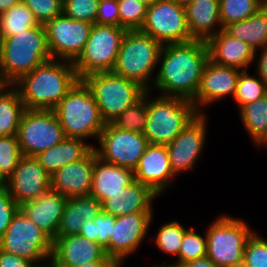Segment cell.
<instances>
[{"mask_svg":"<svg viewBox=\"0 0 267 267\" xmlns=\"http://www.w3.org/2000/svg\"><path fill=\"white\" fill-rule=\"evenodd\" d=\"M209 60L206 41L193 40L188 43L164 44L151 87L162 96L193 100L199 90L204 67Z\"/></svg>","mask_w":267,"mask_h":267,"instance_id":"6da1fadb","label":"cell"},{"mask_svg":"<svg viewBox=\"0 0 267 267\" xmlns=\"http://www.w3.org/2000/svg\"><path fill=\"white\" fill-rule=\"evenodd\" d=\"M79 81L73 62L51 59L13 85L28 110H53Z\"/></svg>","mask_w":267,"mask_h":267,"instance_id":"7a4b0ae2","label":"cell"},{"mask_svg":"<svg viewBox=\"0 0 267 267\" xmlns=\"http://www.w3.org/2000/svg\"><path fill=\"white\" fill-rule=\"evenodd\" d=\"M44 25L34 26L3 38L0 55V84L13 85L23 75L51 60Z\"/></svg>","mask_w":267,"mask_h":267,"instance_id":"3957f363","label":"cell"},{"mask_svg":"<svg viewBox=\"0 0 267 267\" xmlns=\"http://www.w3.org/2000/svg\"><path fill=\"white\" fill-rule=\"evenodd\" d=\"M66 138H99L105 122L92 93L79 80L53 109Z\"/></svg>","mask_w":267,"mask_h":267,"instance_id":"277c9868","label":"cell"},{"mask_svg":"<svg viewBox=\"0 0 267 267\" xmlns=\"http://www.w3.org/2000/svg\"><path fill=\"white\" fill-rule=\"evenodd\" d=\"M150 92L147 91V123L143 134L149 144L166 146L199 113L191 100L159 95L150 101Z\"/></svg>","mask_w":267,"mask_h":267,"instance_id":"5b68a950","label":"cell"},{"mask_svg":"<svg viewBox=\"0 0 267 267\" xmlns=\"http://www.w3.org/2000/svg\"><path fill=\"white\" fill-rule=\"evenodd\" d=\"M162 44L140 30L127 31L119 48L113 73L152 88V74L158 64Z\"/></svg>","mask_w":267,"mask_h":267,"instance_id":"8992f818","label":"cell"},{"mask_svg":"<svg viewBox=\"0 0 267 267\" xmlns=\"http://www.w3.org/2000/svg\"><path fill=\"white\" fill-rule=\"evenodd\" d=\"M81 81L93 95L106 124L112 123L126 108L139 101L148 91L140 83L113 72H99Z\"/></svg>","mask_w":267,"mask_h":267,"instance_id":"52a82bcc","label":"cell"},{"mask_svg":"<svg viewBox=\"0 0 267 267\" xmlns=\"http://www.w3.org/2000/svg\"><path fill=\"white\" fill-rule=\"evenodd\" d=\"M245 221L221 215L205 231L207 257L219 267H234L243 262L244 248L254 231Z\"/></svg>","mask_w":267,"mask_h":267,"instance_id":"ba28073f","label":"cell"},{"mask_svg":"<svg viewBox=\"0 0 267 267\" xmlns=\"http://www.w3.org/2000/svg\"><path fill=\"white\" fill-rule=\"evenodd\" d=\"M127 30L120 26L93 24L82 53L73 62L79 80L99 72H112Z\"/></svg>","mask_w":267,"mask_h":267,"instance_id":"9c48e42d","label":"cell"},{"mask_svg":"<svg viewBox=\"0 0 267 267\" xmlns=\"http://www.w3.org/2000/svg\"><path fill=\"white\" fill-rule=\"evenodd\" d=\"M0 249L39 266L51 260L53 240L19 208L0 238Z\"/></svg>","mask_w":267,"mask_h":267,"instance_id":"30bf717a","label":"cell"},{"mask_svg":"<svg viewBox=\"0 0 267 267\" xmlns=\"http://www.w3.org/2000/svg\"><path fill=\"white\" fill-rule=\"evenodd\" d=\"M53 110H28L22 115L17 139L22 156L35 157L65 139Z\"/></svg>","mask_w":267,"mask_h":267,"instance_id":"8fae6325","label":"cell"},{"mask_svg":"<svg viewBox=\"0 0 267 267\" xmlns=\"http://www.w3.org/2000/svg\"><path fill=\"white\" fill-rule=\"evenodd\" d=\"M140 31L150 35L162 45L195 40L189 32L185 7L172 0H157L148 6Z\"/></svg>","mask_w":267,"mask_h":267,"instance_id":"7c38bea8","label":"cell"},{"mask_svg":"<svg viewBox=\"0 0 267 267\" xmlns=\"http://www.w3.org/2000/svg\"><path fill=\"white\" fill-rule=\"evenodd\" d=\"M97 141L100 147L93 148L98 158L133 171L149 145L143 133L123 131L111 123L105 124Z\"/></svg>","mask_w":267,"mask_h":267,"instance_id":"4fadbf2b","label":"cell"},{"mask_svg":"<svg viewBox=\"0 0 267 267\" xmlns=\"http://www.w3.org/2000/svg\"><path fill=\"white\" fill-rule=\"evenodd\" d=\"M92 26L63 14L49 21L45 29L51 58L74 62L82 53Z\"/></svg>","mask_w":267,"mask_h":267,"instance_id":"5bb4252c","label":"cell"},{"mask_svg":"<svg viewBox=\"0 0 267 267\" xmlns=\"http://www.w3.org/2000/svg\"><path fill=\"white\" fill-rule=\"evenodd\" d=\"M207 115L199 113L189 124L166 145L170 166L175 175L192 171L205 147L207 131Z\"/></svg>","mask_w":267,"mask_h":267,"instance_id":"9a60e30c","label":"cell"},{"mask_svg":"<svg viewBox=\"0 0 267 267\" xmlns=\"http://www.w3.org/2000/svg\"><path fill=\"white\" fill-rule=\"evenodd\" d=\"M152 219L153 212H137L116 217L109 238V257L122 266L125 258L133 254L145 239Z\"/></svg>","mask_w":267,"mask_h":267,"instance_id":"2e32d148","label":"cell"},{"mask_svg":"<svg viewBox=\"0 0 267 267\" xmlns=\"http://www.w3.org/2000/svg\"><path fill=\"white\" fill-rule=\"evenodd\" d=\"M50 177L35 157L22 156L13 174L6 180V189L20 206L50 189Z\"/></svg>","mask_w":267,"mask_h":267,"instance_id":"e0dca14e","label":"cell"},{"mask_svg":"<svg viewBox=\"0 0 267 267\" xmlns=\"http://www.w3.org/2000/svg\"><path fill=\"white\" fill-rule=\"evenodd\" d=\"M241 71L235 67L218 65L209 59L203 70L199 90L192 100L197 112L204 113L202 107L217 103L226 96L234 97Z\"/></svg>","mask_w":267,"mask_h":267,"instance_id":"ac0fdd59","label":"cell"},{"mask_svg":"<svg viewBox=\"0 0 267 267\" xmlns=\"http://www.w3.org/2000/svg\"><path fill=\"white\" fill-rule=\"evenodd\" d=\"M52 264L55 267L78 266L96 261H116L103 247L79 234L57 236L53 240Z\"/></svg>","mask_w":267,"mask_h":267,"instance_id":"d6986e66","label":"cell"},{"mask_svg":"<svg viewBox=\"0 0 267 267\" xmlns=\"http://www.w3.org/2000/svg\"><path fill=\"white\" fill-rule=\"evenodd\" d=\"M134 172V180L148 186L156 195H162L175 178L165 145L149 144Z\"/></svg>","mask_w":267,"mask_h":267,"instance_id":"ffe728a7","label":"cell"},{"mask_svg":"<svg viewBox=\"0 0 267 267\" xmlns=\"http://www.w3.org/2000/svg\"><path fill=\"white\" fill-rule=\"evenodd\" d=\"M94 163L93 148L83 159L64 165L54 172L50 177L51 189L58 191L65 198L90 195Z\"/></svg>","mask_w":267,"mask_h":267,"instance_id":"44dd1931","label":"cell"},{"mask_svg":"<svg viewBox=\"0 0 267 267\" xmlns=\"http://www.w3.org/2000/svg\"><path fill=\"white\" fill-rule=\"evenodd\" d=\"M67 198L58 191L48 189L37 199L20 205L23 213L52 240L57 237Z\"/></svg>","mask_w":267,"mask_h":267,"instance_id":"7402d4cb","label":"cell"},{"mask_svg":"<svg viewBox=\"0 0 267 267\" xmlns=\"http://www.w3.org/2000/svg\"><path fill=\"white\" fill-rule=\"evenodd\" d=\"M209 59L222 66L247 70L255 60V51L243 41L230 36L224 29L207 41Z\"/></svg>","mask_w":267,"mask_h":267,"instance_id":"603a6c76","label":"cell"},{"mask_svg":"<svg viewBox=\"0 0 267 267\" xmlns=\"http://www.w3.org/2000/svg\"><path fill=\"white\" fill-rule=\"evenodd\" d=\"M148 186L134 180L121 192L110 194L101 203L102 211L115 217L137 212H153L152 201L157 198Z\"/></svg>","mask_w":267,"mask_h":267,"instance_id":"cb8c5ba5","label":"cell"},{"mask_svg":"<svg viewBox=\"0 0 267 267\" xmlns=\"http://www.w3.org/2000/svg\"><path fill=\"white\" fill-rule=\"evenodd\" d=\"M92 180L90 196L102 203L110 194L121 192L133 182L134 172L129 168L103 161L95 152Z\"/></svg>","mask_w":267,"mask_h":267,"instance_id":"d4e9b609","label":"cell"},{"mask_svg":"<svg viewBox=\"0 0 267 267\" xmlns=\"http://www.w3.org/2000/svg\"><path fill=\"white\" fill-rule=\"evenodd\" d=\"M185 12L189 32L195 40L207 41L223 29L219 0H193L185 7Z\"/></svg>","mask_w":267,"mask_h":267,"instance_id":"484cf974","label":"cell"},{"mask_svg":"<svg viewBox=\"0 0 267 267\" xmlns=\"http://www.w3.org/2000/svg\"><path fill=\"white\" fill-rule=\"evenodd\" d=\"M102 211L101 202L93 196L67 198L57 236L75 235L87 220H93Z\"/></svg>","mask_w":267,"mask_h":267,"instance_id":"4316f807","label":"cell"},{"mask_svg":"<svg viewBox=\"0 0 267 267\" xmlns=\"http://www.w3.org/2000/svg\"><path fill=\"white\" fill-rule=\"evenodd\" d=\"M93 145L80 138H65L61 143L39 153L35 158L52 175L64 165L83 159Z\"/></svg>","mask_w":267,"mask_h":267,"instance_id":"83f0119b","label":"cell"},{"mask_svg":"<svg viewBox=\"0 0 267 267\" xmlns=\"http://www.w3.org/2000/svg\"><path fill=\"white\" fill-rule=\"evenodd\" d=\"M230 36L248 44L255 51L267 47V9L262 6L248 19L228 24L223 28Z\"/></svg>","mask_w":267,"mask_h":267,"instance_id":"f1b7e54d","label":"cell"},{"mask_svg":"<svg viewBox=\"0 0 267 267\" xmlns=\"http://www.w3.org/2000/svg\"><path fill=\"white\" fill-rule=\"evenodd\" d=\"M25 110L16 87L0 84V136L17 135Z\"/></svg>","mask_w":267,"mask_h":267,"instance_id":"f546056e","label":"cell"},{"mask_svg":"<svg viewBox=\"0 0 267 267\" xmlns=\"http://www.w3.org/2000/svg\"><path fill=\"white\" fill-rule=\"evenodd\" d=\"M239 112L244 128L256 143L267 130V94L242 106Z\"/></svg>","mask_w":267,"mask_h":267,"instance_id":"4dcf8cb0","label":"cell"},{"mask_svg":"<svg viewBox=\"0 0 267 267\" xmlns=\"http://www.w3.org/2000/svg\"><path fill=\"white\" fill-rule=\"evenodd\" d=\"M38 25L33 12L23 2L0 14L2 38L16 35Z\"/></svg>","mask_w":267,"mask_h":267,"instance_id":"1f68e13d","label":"cell"},{"mask_svg":"<svg viewBox=\"0 0 267 267\" xmlns=\"http://www.w3.org/2000/svg\"><path fill=\"white\" fill-rule=\"evenodd\" d=\"M115 222V216L100 211L93 220H87L81 226L79 235L97 242L104 248L106 255L109 257V238L112 235Z\"/></svg>","mask_w":267,"mask_h":267,"instance_id":"d6a6232c","label":"cell"},{"mask_svg":"<svg viewBox=\"0 0 267 267\" xmlns=\"http://www.w3.org/2000/svg\"><path fill=\"white\" fill-rule=\"evenodd\" d=\"M263 6V0H219L222 28L248 19Z\"/></svg>","mask_w":267,"mask_h":267,"instance_id":"836d02e7","label":"cell"},{"mask_svg":"<svg viewBox=\"0 0 267 267\" xmlns=\"http://www.w3.org/2000/svg\"><path fill=\"white\" fill-rule=\"evenodd\" d=\"M147 123V92L135 104L126 108L111 123L123 131L143 133Z\"/></svg>","mask_w":267,"mask_h":267,"instance_id":"e575fe53","label":"cell"},{"mask_svg":"<svg viewBox=\"0 0 267 267\" xmlns=\"http://www.w3.org/2000/svg\"><path fill=\"white\" fill-rule=\"evenodd\" d=\"M267 94L265 82L257 75L253 77L248 74V70H242L239 74L234 99L238 104V109L242 106L254 102Z\"/></svg>","mask_w":267,"mask_h":267,"instance_id":"d590c367","label":"cell"},{"mask_svg":"<svg viewBox=\"0 0 267 267\" xmlns=\"http://www.w3.org/2000/svg\"><path fill=\"white\" fill-rule=\"evenodd\" d=\"M186 230L178 221L161 225L156 235L155 248L171 256H177L176 262H179L180 247Z\"/></svg>","mask_w":267,"mask_h":267,"instance_id":"8d00e7d4","label":"cell"},{"mask_svg":"<svg viewBox=\"0 0 267 267\" xmlns=\"http://www.w3.org/2000/svg\"><path fill=\"white\" fill-rule=\"evenodd\" d=\"M120 27L127 31L140 30L144 24L148 6L140 0H117Z\"/></svg>","mask_w":267,"mask_h":267,"instance_id":"74e56055","label":"cell"},{"mask_svg":"<svg viewBox=\"0 0 267 267\" xmlns=\"http://www.w3.org/2000/svg\"><path fill=\"white\" fill-rule=\"evenodd\" d=\"M21 157L17 135L0 136V175L5 180L13 174Z\"/></svg>","mask_w":267,"mask_h":267,"instance_id":"f35d334b","label":"cell"},{"mask_svg":"<svg viewBox=\"0 0 267 267\" xmlns=\"http://www.w3.org/2000/svg\"><path fill=\"white\" fill-rule=\"evenodd\" d=\"M203 236L193 228L185 231L179 252V263H187L207 256L206 233Z\"/></svg>","mask_w":267,"mask_h":267,"instance_id":"ab89813d","label":"cell"},{"mask_svg":"<svg viewBox=\"0 0 267 267\" xmlns=\"http://www.w3.org/2000/svg\"><path fill=\"white\" fill-rule=\"evenodd\" d=\"M100 0H63L62 14L74 20L95 24Z\"/></svg>","mask_w":267,"mask_h":267,"instance_id":"60d3db41","label":"cell"},{"mask_svg":"<svg viewBox=\"0 0 267 267\" xmlns=\"http://www.w3.org/2000/svg\"><path fill=\"white\" fill-rule=\"evenodd\" d=\"M33 12L40 25H46L55 17L62 15L63 0H22Z\"/></svg>","mask_w":267,"mask_h":267,"instance_id":"b9f144b4","label":"cell"},{"mask_svg":"<svg viewBox=\"0 0 267 267\" xmlns=\"http://www.w3.org/2000/svg\"><path fill=\"white\" fill-rule=\"evenodd\" d=\"M255 233L246 243L243 262L248 267H267V240Z\"/></svg>","mask_w":267,"mask_h":267,"instance_id":"7bdbcfd3","label":"cell"},{"mask_svg":"<svg viewBox=\"0 0 267 267\" xmlns=\"http://www.w3.org/2000/svg\"><path fill=\"white\" fill-rule=\"evenodd\" d=\"M96 24L120 26L117 0H100L96 16Z\"/></svg>","mask_w":267,"mask_h":267,"instance_id":"ee69618b","label":"cell"},{"mask_svg":"<svg viewBox=\"0 0 267 267\" xmlns=\"http://www.w3.org/2000/svg\"><path fill=\"white\" fill-rule=\"evenodd\" d=\"M20 206L14 201L7 189L0 192V238L11 223L13 215Z\"/></svg>","mask_w":267,"mask_h":267,"instance_id":"f6af8a7d","label":"cell"},{"mask_svg":"<svg viewBox=\"0 0 267 267\" xmlns=\"http://www.w3.org/2000/svg\"><path fill=\"white\" fill-rule=\"evenodd\" d=\"M36 265L20 256L9 254L0 249V267H35Z\"/></svg>","mask_w":267,"mask_h":267,"instance_id":"bcb514c9","label":"cell"},{"mask_svg":"<svg viewBox=\"0 0 267 267\" xmlns=\"http://www.w3.org/2000/svg\"><path fill=\"white\" fill-rule=\"evenodd\" d=\"M260 51L261 54L258 56L256 73L265 82L267 87V47L262 48Z\"/></svg>","mask_w":267,"mask_h":267,"instance_id":"7dc6e473","label":"cell"},{"mask_svg":"<svg viewBox=\"0 0 267 267\" xmlns=\"http://www.w3.org/2000/svg\"><path fill=\"white\" fill-rule=\"evenodd\" d=\"M188 267H219L215 263H213L207 256L189 261L185 263Z\"/></svg>","mask_w":267,"mask_h":267,"instance_id":"c3c4849f","label":"cell"},{"mask_svg":"<svg viewBox=\"0 0 267 267\" xmlns=\"http://www.w3.org/2000/svg\"><path fill=\"white\" fill-rule=\"evenodd\" d=\"M66 267H122L117 261H96L88 264H80L78 266Z\"/></svg>","mask_w":267,"mask_h":267,"instance_id":"681fc988","label":"cell"},{"mask_svg":"<svg viewBox=\"0 0 267 267\" xmlns=\"http://www.w3.org/2000/svg\"><path fill=\"white\" fill-rule=\"evenodd\" d=\"M22 0H0V14L19 4Z\"/></svg>","mask_w":267,"mask_h":267,"instance_id":"f907efd6","label":"cell"},{"mask_svg":"<svg viewBox=\"0 0 267 267\" xmlns=\"http://www.w3.org/2000/svg\"><path fill=\"white\" fill-rule=\"evenodd\" d=\"M258 147L262 146H267V130L265 134L255 143Z\"/></svg>","mask_w":267,"mask_h":267,"instance_id":"816d5d0a","label":"cell"},{"mask_svg":"<svg viewBox=\"0 0 267 267\" xmlns=\"http://www.w3.org/2000/svg\"><path fill=\"white\" fill-rule=\"evenodd\" d=\"M175 3L179 4L182 7H186L188 4H190L193 0H172Z\"/></svg>","mask_w":267,"mask_h":267,"instance_id":"f5cc1de1","label":"cell"},{"mask_svg":"<svg viewBox=\"0 0 267 267\" xmlns=\"http://www.w3.org/2000/svg\"><path fill=\"white\" fill-rule=\"evenodd\" d=\"M6 189V180L0 175V192Z\"/></svg>","mask_w":267,"mask_h":267,"instance_id":"db71d44e","label":"cell"},{"mask_svg":"<svg viewBox=\"0 0 267 267\" xmlns=\"http://www.w3.org/2000/svg\"><path fill=\"white\" fill-rule=\"evenodd\" d=\"M152 267H178V262H176V263L174 262L173 264H168V265L167 264L166 265L163 264V265H160V266H159V264H156V265L154 264Z\"/></svg>","mask_w":267,"mask_h":267,"instance_id":"11a10c76","label":"cell"},{"mask_svg":"<svg viewBox=\"0 0 267 267\" xmlns=\"http://www.w3.org/2000/svg\"><path fill=\"white\" fill-rule=\"evenodd\" d=\"M48 263V264H47ZM35 267H55L51 261H45V264L35 266Z\"/></svg>","mask_w":267,"mask_h":267,"instance_id":"9f6ffc18","label":"cell"},{"mask_svg":"<svg viewBox=\"0 0 267 267\" xmlns=\"http://www.w3.org/2000/svg\"><path fill=\"white\" fill-rule=\"evenodd\" d=\"M140 1L146 4L147 6H150L154 4L157 0H140Z\"/></svg>","mask_w":267,"mask_h":267,"instance_id":"6f0895ef","label":"cell"},{"mask_svg":"<svg viewBox=\"0 0 267 267\" xmlns=\"http://www.w3.org/2000/svg\"><path fill=\"white\" fill-rule=\"evenodd\" d=\"M2 42H3V38L1 35V29H0V55H1V49H2Z\"/></svg>","mask_w":267,"mask_h":267,"instance_id":"680465c9","label":"cell"},{"mask_svg":"<svg viewBox=\"0 0 267 267\" xmlns=\"http://www.w3.org/2000/svg\"><path fill=\"white\" fill-rule=\"evenodd\" d=\"M234 267H248V266L244 262H242Z\"/></svg>","mask_w":267,"mask_h":267,"instance_id":"91938a15","label":"cell"},{"mask_svg":"<svg viewBox=\"0 0 267 267\" xmlns=\"http://www.w3.org/2000/svg\"><path fill=\"white\" fill-rule=\"evenodd\" d=\"M178 267H188L185 263H179L178 262Z\"/></svg>","mask_w":267,"mask_h":267,"instance_id":"94428289","label":"cell"},{"mask_svg":"<svg viewBox=\"0 0 267 267\" xmlns=\"http://www.w3.org/2000/svg\"><path fill=\"white\" fill-rule=\"evenodd\" d=\"M263 6L267 9V0H263Z\"/></svg>","mask_w":267,"mask_h":267,"instance_id":"6125c7cd","label":"cell"}]
</instances>
